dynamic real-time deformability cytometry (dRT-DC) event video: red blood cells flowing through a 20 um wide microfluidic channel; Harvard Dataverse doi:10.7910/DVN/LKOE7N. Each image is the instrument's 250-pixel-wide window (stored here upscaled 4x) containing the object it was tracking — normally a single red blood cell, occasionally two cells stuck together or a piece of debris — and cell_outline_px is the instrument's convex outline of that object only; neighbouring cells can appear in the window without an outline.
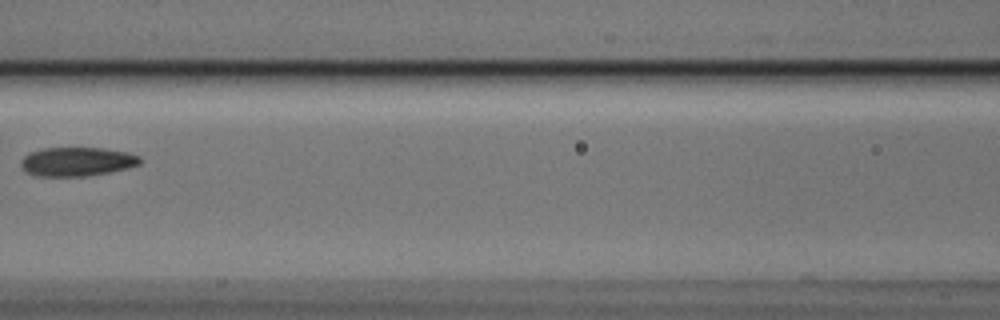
{"species": "Egyptian fruit bat (a non-hibernating species)", "species_latin": "Rousettus aegyptiacus", "temperature_condition": "cold", "stored_images_in_passage": 7, "camera_frame_rate_fps": 3000, "um_per_image_px": 0.085, "animal": {"sex": "male"}, "frame": {"image": 1, "passage_image": 7, "time_ms": 2.0, "image_size_px": [1000, 320], "cell_outline_px": [[140, 164], [128, 168], [88, 176], [36, 176], [24, 172], [20, 164], [20, 160], [28, 152], [44, 148], [104, 148], [128, 152], [140, 156]], "centroid_in_image_um": [6.51, 13.74], "position_along_channel_um": 160.1, "area_um2": 20.29}}